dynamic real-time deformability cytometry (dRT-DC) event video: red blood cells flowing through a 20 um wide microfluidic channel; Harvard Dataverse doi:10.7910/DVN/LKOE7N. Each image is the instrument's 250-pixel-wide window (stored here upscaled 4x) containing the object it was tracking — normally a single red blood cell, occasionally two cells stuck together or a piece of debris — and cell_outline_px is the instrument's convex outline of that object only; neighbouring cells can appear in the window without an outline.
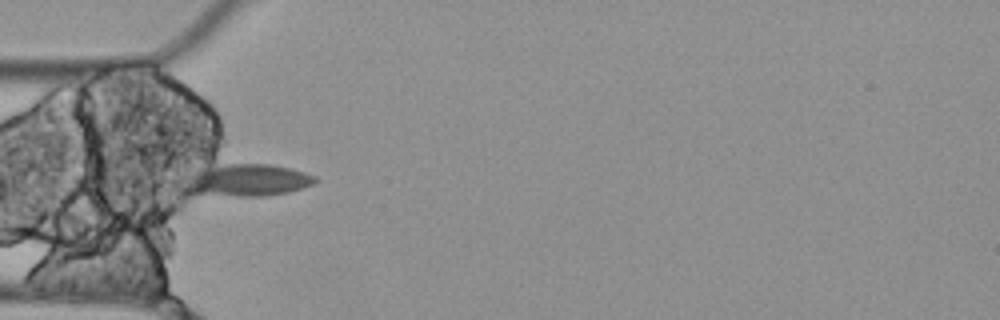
{"species": "Egyptian fruit bat (a non-hibernating species)", "species_latin": "Rousettus aegyptiacus", "temperature_condition": "cold", "stored_images_in_passage": 4, "camera_frame_rate_fps": 3000, "um_per_image_px": 0.085, "animal": {"sex": "female"}, "frame": {"image": 1, "passage_image": 1, "time_ms": 0.0, "image_size_px": [1000, 320], "cell_outline_px": [[320, 180], [312, 184], [288, 192], [264, 196], [240, 196], [192, 192], [188, 180], [188, 176], [196, 172], [208, 168], [224, 164], [268, 164], [288, 168], [304, 172], [316, 176]], "centroid_in_image_um": [21.17, 15.3], "position_along_channel_um": 63.8, "area_um2": 23.41}}
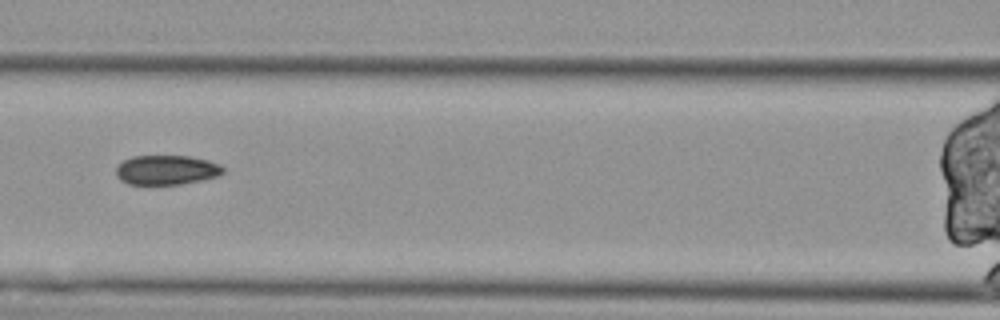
{"frame": {"image": 2, "passage_image": 3, "time_ms": 0.667, "image_size_px": [1000, 320], "cell_outline_px": [[224, 172], [216, 176], [200, 180], [180, 184], [128, 184], [120, 180], [116, 176], [116, 168], [124, 160], [132, 156], [188, 156], [208, 160], [220, 164], [224, 168]], "centroid_in_image_um": [14.14, 14.44], "position_along_channel_um": 152.5, "area_um2": 18.32}}
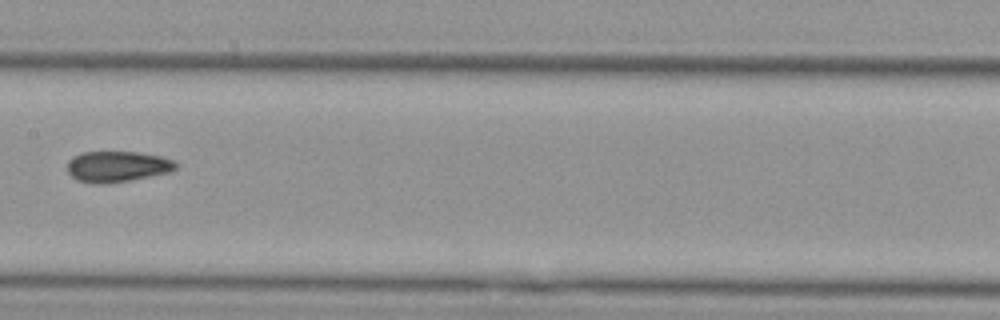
{"frame": {"image": 3, "passage_image": 4, "time_ms": 1.0, "image_size_px": [1000, 320], "cell_outline_px": [[176, 168], [172, 172], [108, 184], [92, 184], [76, 180], [68, 172], [68, 160], [72, 156], [80, 152], [140, 152], [160, 156], [176, 160]], "centroid_in_image_um": [9.96, 14.16], "position_along_channel_um": 197.4, "area_um2": 19.83}}